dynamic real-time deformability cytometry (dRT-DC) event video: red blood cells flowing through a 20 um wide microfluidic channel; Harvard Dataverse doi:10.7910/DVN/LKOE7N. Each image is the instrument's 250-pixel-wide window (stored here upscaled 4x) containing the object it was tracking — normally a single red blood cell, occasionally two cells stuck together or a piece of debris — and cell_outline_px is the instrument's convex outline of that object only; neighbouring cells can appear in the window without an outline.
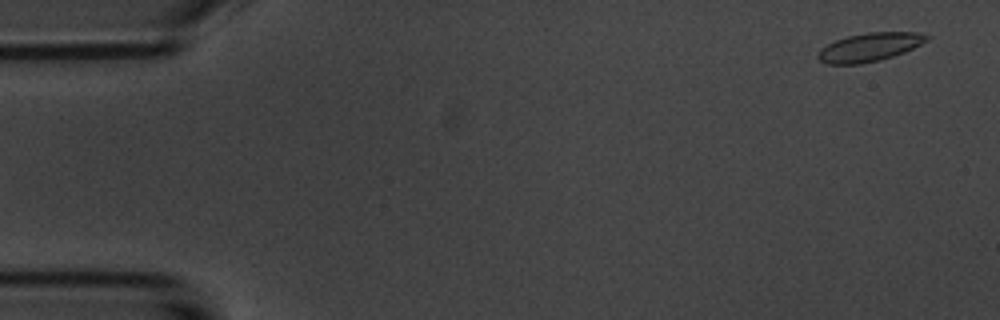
{"species": "common noctule bat (a hibernating species)", "species_latin": "Nyctalus noctula", "temperature_condition": "room temperature", "stored_images_in_passage": 55, "camera_frame_rate_fps": 3000, "um_per_image_px": 0.085, "animal": {"sex": "male", "body_mass_g": 20.1, "forearm_length_mm": 53.5}, "frame": {"image": 1, "passage_image": 3, "time_ms": 0.667, "image_size_px": [1000, 320], "cell_outline_px": [[932, 36], [928, 40], [904, 52], [880, 60], [860, 64], [828, 64], [820, 60], [816, 56], [820, 48], [836, 40], [848, 36], [868, 32], [916, 32]], "centroid_in_image_um": [73.91, 4.0], "position_along_channel_um": 11.1, "area_um2": 17.98}}
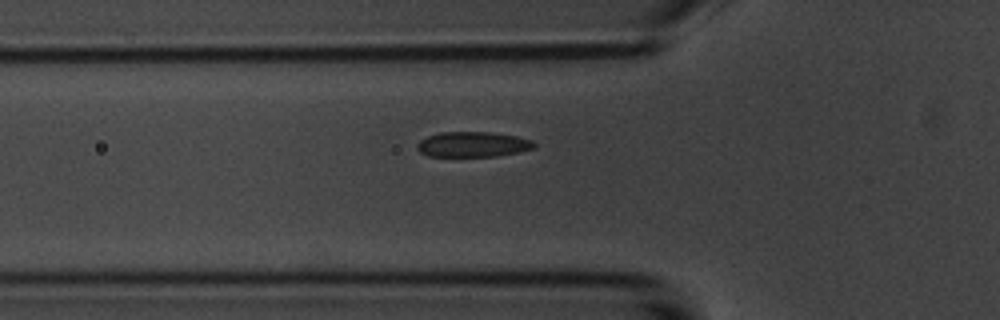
{"frame": {"image": 2, "passage_image": 19, "time_ms": 6.0, "image_size_px": [1000, 320], "cell_outline_px": [[536, 148], [520, 152], [496, 156], [428, 156], [420, 152], [416, 148], [416, 144], [420, 140], [428, 136], [440, 132], [488, 132], [516, 136], [532, 140], [536, 144]], "centroid_in_image_um": [40.2, 12.27], "position_along_channel_um": 85.6, "area_um2": 17.28}}
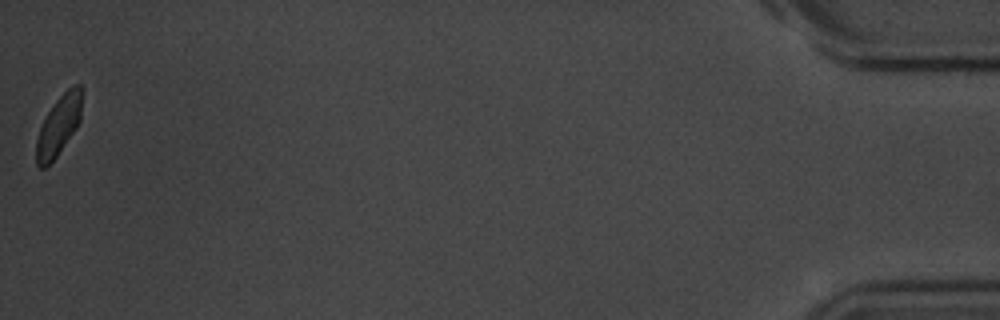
{"frame": {"image": 3, "passage_image": 55, "time_ms": 18.0, "image_size_px": [1000, 320], "cell_outline_px": [[84, 88], [80, 120], [76, 128], [56, 156], [44, 168], [40, 168], [36, 164], [36, 140], [40, 128], [48, 112], [56, 100], [72, 84], [80, 84]], "centroid_in_image_um": [5.03, 10.6], "position_along_channel_um": 430.2, "area_um2": 15.9}, "authors_computed_cell_mechanics": {"area_um2": 17.9758, "velocity_mm_per_s": 3.6766, "shape_relaxation_time_tau1_ms": 5.1677, "shape_relaxation_time_tau2_ms": 1.6606, "deformation_change_tau1": 0.1551, "deformation_change_tau2": 0.0555}}